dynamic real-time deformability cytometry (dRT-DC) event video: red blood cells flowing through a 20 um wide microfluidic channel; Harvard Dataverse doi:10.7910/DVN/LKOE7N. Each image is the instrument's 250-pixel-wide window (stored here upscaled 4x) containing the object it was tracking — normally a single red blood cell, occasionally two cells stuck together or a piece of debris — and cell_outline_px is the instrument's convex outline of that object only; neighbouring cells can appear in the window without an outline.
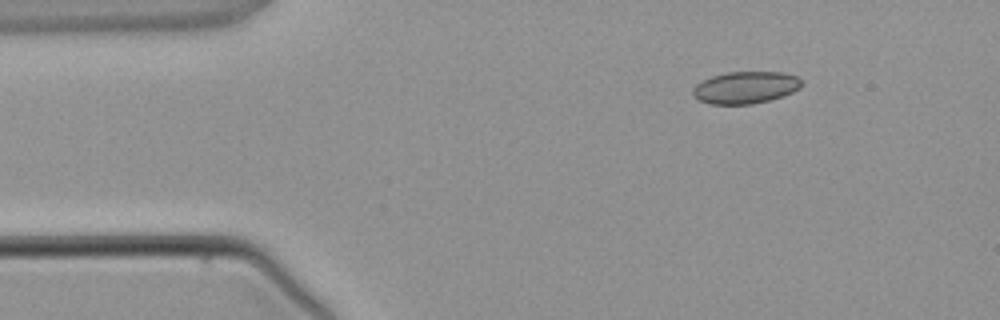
{"species": "common noctule bat (a hibernating species)", "species_latin": "Nyctalus noctula", "temperature_condition": "warm", "stored_images_in_passage": 4, "camera_frame_rate_fps": 3000, "um_per_image_px": 0.085, "animal": {"sex": "male", "body_mass_g": 21.5, "forearm_length_mm": 52.0}, "frame": {"image": 1, "passage_image": 4, "time_ms": 3.667, "image_size_px": [1000, 320], "cell_outline_px": [[804, 84], [800, 88], [784, 96], [752, 104], [712, 104], [700, 100], [692, 96], [692, 88], [696, 84], [712, 76], [728, 72], [784, 72], [796, 76]], "centroid_in_image_um": [63.37, 7.43], "position_along_channel_um": 21.6, "area_um2": 20.35}}